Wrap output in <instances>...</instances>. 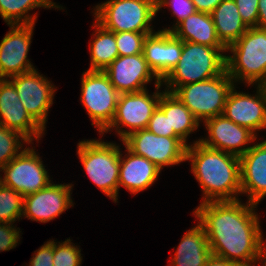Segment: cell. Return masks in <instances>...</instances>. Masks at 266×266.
Listing matches in <instances>:
<instances>
[{"mask_svg":"<svg viewBox=\"0 0 266 266\" xmlns=\"http://www.w3.org/2000/svg\"><path fill=\"white\" fill-rule=\"evenodd\" d=\"M103 72L120 94L145 90V85L153 78L155 86L162 84L149 68L143 53L118 56Z\"/></svg>","mask_w":266,"mask_h":266,"instance_id":"9a60e30c","label":"cell"},{"mask_svg":"<svg viewBox=\"0 0 266 266\" xmlns=\"http://www.w3.org/2000/svg\"><path fill=\"white\" fill-rule=\"evenodd\" d=\"M223 0H192L197 12L211 14Z\"/></svg>","mask_w":266,"mask_h":266,"instance_id":"8d00e7d4","label":"cell"},{"mask_svg":"<svg viewBox=\"0 0 266 266\" xmlns=\"http://www.w3.org/2000/svg\"><path fill=\"white\" fill-rule=\"evenodd\" d=\"M161 85L156 86V92H153V95H149L147 89L139 92L121 93L112 123L102 135L116 127L115 130L120 136V140L123 141L131 133L147 129L149 120L157 109L161 94L164 92L159 91ZM125 127H128L129 130H124Z\"/></svg>","mask_w":266,"mask_h":266,"instance_id":"9c48e42d","label":"cell"},{"mask_svg":"<svg viewBox=\"0 0 266 266\" xmlns=\"http://www.w3.org/2000/svg\"><path fill=\"white\" fill-rule=\"evenodd\" d=\"M95 23V24H94ZM92 27L94 40L90 43V68L88 71H103L118 56L115 33L105 29L96 20Z\"/></svg>","mask_w":266,"mask_h":266,"instance_id":"484cf974","label":"cell"},{"mask_svg":"<svg viewBox=\"0 0 266 266\" xmlns=\"http://www.w3.org/2000/svg\"><path fill=\"white\" fill-rule=\"evenodd\" d=\"M228 51L226 70L234 83L266 86V30L249 28Z\"/></svg>","mask_w":266,"mask_h":266,"instance_id":"277c9868","label":"cell"},{"mask_svg":"<svg viewBox=\"0 0 266 266\" xmlns=\"http://www.w3.org/2000/svg\"><path fill=\"white\" fill-rule=\"evenodd\" d=\"M239 14L248 28L257 27L258 0H234Z\"/></svg>","mask_w":266,"mask_h":266,"instance_id":"836d02e7","label":"cell"},{"mask_svg":"<svg viewBox=\"0 0 266 266\" xmlns=\"http://www.w3.org/2000/svg\"><path fill=\"white\" fill-rule=\"evenodd\" d=\"M257 94L237 92L235 85L226 98L223 115L234 123L256 131L266 129V86L257 85Z\"/></svg>","mask_w":266,"mask_h":266,"instance_id":"5bb4252c","label":"cell"},{"mask_svg":"<svg viewBox=\"0 0 266 266\" xmlns=\"http://www.w3.org/2000/svg\"><path fill=\"white\" fill-rule=\"evenodd\" d=\"M257 28L266 30V0H258Z\"/></svg>","mask_w":266,"mask_h":266,"instance_id":"f35d334b","label":"cell"},{"mask_svg":"<svg viewBox=\"0 0 266 266\" xmlns=\"http://www.w3.org/2000/svg\"><path fill=\"white\" fill-rule=\"evenodd\" d=\"M28 266H53V241L42 245L30 260Z\"/></svg>","mask_w":266,"mask_h":266,"instance_id":"d590c367","label":"cell"},{"mask_svg":"<svg viewBox=\"0 0 266 266\" xmlns=\"http://www.w3.org/2000/svg\"><path fill=\"white\" fill-rule=\"evenodd\" d=\"M158 107L169 117L170 130H174L188 144L187 137L197 130L200 122L174 93L164 90Z\"/></svg>","mask_w":266,"mask_h":266,"instance_id":"d4e9b609","label":"cell"},{"mask_svg":"<svg viewBox=\"0 0 266 266\" xmlns=\"http://www.w3.org/2000/svg\"><path fill=\"white\" fill-rule=\"evenodd\" d=\"M208 138H201L203 145L221 150L238 157L244 155L251 146H246L256 140V134L250 129L240 126L224 115L209 118L204 121Z\"/></svg>","mask_w":266,"mask_h":266,"instance_id":"2e32d148","label":"cell"},{"mask_svg":"<svg viewBox=\"0 0 266 266\" xmlns=\"http://www.w3.org/2000/svg\"><path fill=\"white\" fill-rule=\"evenodd\" d=\"M266 239L264 241V238L262 239L261 243H260V246H259V249H258V253L256 255V259H255V263L258 262L259 260V263L261 262H264L262 263L263 266H266Z\"/></svg>","mask_w":266,"mask_h":266,"instance_id":"ab89813d","label":"cell"},{"mask_svg":"<svg viewBox=\"0 0 266 266\" xmlns=\"http://www.w3.org/2000/svg\"><path fill=\"white\" fill-rule=\"evenodd\" d=\"M13 223H0V252L9 251L17 246L20 241V228H15Z\"/></svg>","mask_w":266,"mask_h":266,"instance_id":"e575fe53","label":"cell"},{"mask_svg":"<svg viewBox=\"0 0 266 266\" xmlns=\"http://www.w3.org/2000/svg\"><path fill=\"white\" fill-rule=\"evenodd\" d=\"M147 129L155 135L179 137L174 130H170L169 117L159 107L152 114Z\"/></svg>","mask_w":266,"mask_h":266,"instance_id":"d6a6232c","label":"cell"},{"mask_svg":"<svg viewBox=\"0 0 266 266\" xmlns=\"http://www.w3.org/2000/svg\"><path fill=\"white\" fill-rule=\"evenodd\" d=\"M226 47H210L182 41L181 57L174 69L161 81L165 91L173 93L178 87L215 78L226 70Z\"/></svg>","mask_w":266,"mask_h":266,"instance_id":"3957f363","label":"cell"},{"mask_svg":"<svg viewBox=\"0 0 266 266\" xmlns=\"http://www.w3.org/2000/svg\"><path fill=\"white\" fill-rule=\"evenodd\" d=\"M171 32L182 41L210 47H225L218 39L213 18L208 13L196 11L181 21Z\"/></svg>","mask_w":266,"mask_h":266,"instance_id":"603a6c76","label":"cell"},{"mask_svg":"<svg viewBox=\"0 0 266 266\" xmlns=\"http://www.w3.org/2000/svg\"><path fill=\"white\" fill-rule=\"evenodd\" d=\"M151 33L118 32L115 33L119 56L143 53L144 41Z\"/></svg>","mask_w":266,"mask_h":266,"instance_id":"4dcf8cb0","label":"cell"},{"mask_svg":"<svg viewBox=\"0 0 266 266\" xmlns=\"http://www.w3.org/2000/svg\"><path fill=\"white\" fill-rule=\"evenodd\" d=\"M61 8L51 0H0V16L8 25L35 24L37 15L27 14L34 8Z\"/></svg>","mask_w":266,"mask_h":266,"instance_id":"4316f807","label":"cell"},{"mask_svg":"<svg viewBox=\"0 0 266 266\" xmlns=\"http://www.w3.org/2000/svg\"><path fill=\"white\" fill-rule=\"evenodd\" d=\"M119 95L103 71L82 74L80 100L100 134L112 123Z\"/></svg>","mask_w":266,"mask_h":266,"instance_id":"ba28073f","label":"cell"},{"mask_svg":"<svg viewBox=\"0 0 266 266\" xmlns=\"http://www.w3.org/2000/svg\"><path fill=\"white\" fill-rule=\"evenodd\" d=\"M239 159L241 194L258 205L266 196V140L252 145Z\"/></svg>","mask_w":266,"mask_h":266,"instance_id":"ffe728a7","label":"cell"},{"mask_svg":"<svg viewBox=\"0 0 266 266\" xmlns=\"http://www.w3.org/2000/svg\"><path fill=\"white\" fill-rule=\"evenodd\" d=\"M22 141L31 144L20 132L0 125V172L2 167L23 151ZM19 149H21L20 152Z\"/></svg>","mask_w":266,"mask_h":266,"instance_id":"f1b7e54d","label":"cell"},{"mask_svg":"<svg viewBox=\"0 0 266 266\" xmlns=\"http://www.w3.org/2000/svg\"><path fill=\"white\" fill-rule=\"evenodd\" d=\"M163 6L171 7L172 15H175L174 17L177 19L176 24L173 25L174 27L162 29L163 31H172L181 21L196 12L192 0H156V12H158Z\"/></svg>","mask_w":266,"mask_h":266,"instance_id":"1f68e13d","label":"cell"},{"mask_svg":"<svg viewBox=\"0 0 266 266\" xmlns=\"http://www.w3.org/2000/svg\"><path fill=\"white\" fill-rule=\"evenodd\" d=\"M187 160L191 162V171L202 187V203L240 199L237 196L241 194L238 156L207 147L198 139L187 146Z\"/></svg>","mask_w":266,"mask_h":266,"instance_id":"7a4b0ae2","label":"cell"},{"mask_svg":"<svg viewBox=\"0 0 266 266\" xmlns=\"http://www.w3.org/2000/svg\"><path fill=\"white\" fill-rule=\"evenodd\" d=\"M205 266H246L240 263L229 261L225 258L211 254Z\"/></svg>","mask_w":266,"mask_h":266,"instance_id":"74e56055","label":"cell"},{"mask_svg":"<svg viewBox=\"0 0 266 266\" xmlns=\"http://www.w3.org/2000/svg\"><path fill=\"white\" fill-rule=\"evenodd\" d=\"M125 148V157L120 152L118 192L120 186H123L136 195L155 183L161 169L145 157L135 155L126 146Z\"/></svg>","mask_w":266,"mask_h":266,"instance_id":"44dd1931","label":"cell"},{"mask_svg":"<svg viewBox=\"0 0 266 266\" xmlns=\"http://www.w3.org/2000/svg\"><path fill=\"white\" fill-rule=\"evenodd\" d=\"M123 144L135 155L145 157L160 169L186 161V144L180 137L155 135L148 129L128 135Z\"/></svg>","mask_w":266,"mask_h":266,"instance_id":"30bf717a","label":"cell"},{"mask_svg":"<svg viewBox=\"0 0 266 266\" xmlns=\"http://www.w3.org/2000/svg\"><path fill=\"white\" fill-rule=\"evenodd\" d=\"M156 0H108L95 6V20L114 33H153Z\"/></svg>","mask_w":266,"mask_h":266,"instance_id":"8992f818","label":"cell"},{"mask_svg":"<svg viewBox=\"0 0 266 266\" xmlns=\"http://www.w3.org/2000/svg\"><path fill=\"white\" fill-rule=\"evenodd\" d=\"M234 85L225 70L215 78L180 86L173 93L199 122H204L223 115L226 98Z\"/></svg>","mask_w":266,"mask_h":266,"instance_id":"52a82bcc","label":"cell"},{"mask_svg":"<svg viewBox=\"0 0 266 266\" xmlns=\"http://www.w3.org/2000/svg\"><path fill=\"white\" fill-rule=\"evenodd\" d=\"M220 42L228 48L249 28L243 22L234 0H223L211 13Z\"/></svg>","mask_w":266,"mask_h":266,"instance_id":"cb8c5ba5","label":"cell"},{"mask_svg":"<svg viewBox=\"0 0 266 266\" xmlns=\"http://www.w3.org/2000/svg\"><path fill=\"white\" fill-rule=\"evenodd\" d=\"M73 184L50 183L36 193L24 197L23 218L46 223L60 216L73 205L71 190Z\"/></svg>","mask_w":266,"mask_h":266,"instance_id":"e0dca14e","label":"cell"},{"mask_svg":"<svg viewBox=\"0 0 266 266\" xmlns=\"http://www.w3.org/2000/svg\"><path fill=\"white\" fill-rule=\"evenodd\" d=\"M8 80L14 85L26 111L45 130L48 111L57 88L36 69L12 76Z\"/></svg>","mask_w":266,"mask_h":266,"instance_id":"7c38bea8","label":"cell"},{"mask_svg":"<svg viewBox=\"0 0 266 266\" xmlns=\"http://www.w3.org/2000/svg\"><path fill=\"white\" fill-rule=\"evenodd\" d=\"M72 240L64 242L53 240V266H80L82 263L81 249L73 245Z\"/></svg>","mask_w":266,"mask_h":266,"instance_id":"f546056e","label":"cell"},{"mask_svg":"<svg viewBox=\"0 0 266 266\" xmlns=\"http://www.w3.org/2000/svg\"><path fill=\"white\" fill-rule=\"evenodd\" d=\"M40 158L34 149L25 147L19 155L1 168L4 177L0 175V183L24 197L47 187L51 180Z\"/></svg>","mask_w":266,"mask_h":266,"instance_id":"8fae6325","label":"cell"},{"mask_svg":"<svg viewBox=\"0 0 266 266\" xmlns=\"http://www.w3.org/2000/svg\"><path fill=\"white\" fill-rule=\"evenodd\" d=\"M182 53V40L171 31L158 30L144 41L143 54L149 68L162 81L176 66Z\"/></svg>","mask_w":266,"mask_h":266,"instance_id":"d6986e66","label":"cell"},{"mask_svg":"<svg viewBox=\"0 0 266 266\" xmlns=\"http://www.w3.org/2000/svg\"><path fill=\"white\" fill-rule=\"evenodd\" d=\"M24 196L0 183V223H13L23 215Z\"/></svg>","mask_w":266,"mask_h":266,"instance_id":"83f0119b","label":"cell"},{"mask_svg":"<svg viewBox=\"0 0 266 266\" xmlns=\"http://www.w3.org/2000/svg\"><path fill=\"white\" fill-rule=\"evenodd\" d=\"M257 205L241 201H211L200 203L193 211L205 234L213 255L246 266H255L263 232Z\"/></svg>","mask_w":266,"mask_h":266,"instance_id":"6da1fadb","label":"cell"},{"mask_svg":"<svg viewBox=\"0 0 266 266\" xmlns=\"http://www.w3.org/2000/svg\"><path fill=\"white\" fill-rule=\"evenodd\" d=\"M34 25H9L10 30L0 42V79H8L35 69L27 59Z\"/></svg>","mask_w":266,"mask_h":266,"instance_id":"4fadbf2b","label":"cell"},{"mask_svg":"<svg viewBox=\"0 0 266 266\" xmlns=\"http://www.w3.org/2000/svg\"><path fill=\"white\" fill-rule=\"evenodd\" d=\"M211 254L204 227L198 223L181 238L169 266H205Z\"/></svg>","mask_w":266,"mask_h":266,"instance_id":"7402d4cb","label":"cell"},{"mask_svg":"<svg viewBox=\"0 0 266 266\" xmlns=\"http://www.w3.org/2000/svg\"><path fill=\"white\" fill-rule=\"evenodd\" d=\"M0 125L20 132L30 143L45 132L26 111L8 79H0Z\"/></svg>","mask_w":266,"mask_h":266,"instance_id":"ac0fdd59","label":"cell"},{"mask_svg":"<svg viewBox=\"0 0 266 266\" xmlns=\"http://www.w3.org/2000/svg\"><path fill=\"white\" fill-rule=\"evenodd\" d=\"M77 148V154L91 181L116 203L119 194V146L92 139L80 141Z\"/></svg>","mask_w":266,"mask_h":266,"instance_id":"5b68a950","label":"cell"}]
</instances>
